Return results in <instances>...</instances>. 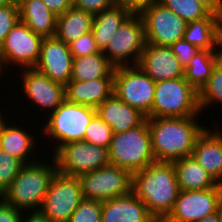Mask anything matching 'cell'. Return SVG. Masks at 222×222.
<instances>
[{
    "label": "cell",
    "instance_id": "cell-43",
    "mask_svg": "<svg viewBox=\"0 0 222 222\" xmlns=\"http://www.w3.org/2000/svg\"><path fill=\"white\" fill-rule=\"evenodd\" d=\"M28 217L23 215L22 222H51L46 216H44L40 211L32 212L31 214L27 212Z\"/></svg>",
    "mask_w": 222,
    "mask_h": 222
},
{
    "label": "cell",
    "instance_id": "cell-22",
    "mask_svg": "<svg viewBox=\"0 0 222 222\" xmlns=\"http://www.w3.org/2000/svg\"><path fill=\"white\" fill-rule=\"evenodd\" d=\"M183 39L200 50H222V17H207L188 22Z\"/></svg>",
    "mask_w": 222,
    "mask_h": 222
},
{
    "label": "cell",
    "instance_id": "cell-15",
    "mask_svg": "<svg viewBox=\"0 0 222 222\" xmlns=\"http://www.w3.org/2000/svg\"><path fill=\"white\" fill-rule=\"evenodd\" d=\"M72 62L73 56L68 44L56 36L44 37L34 69L65 86L71 80Z\"/></svg>",
    "mask_w": 222,
    "mask_h": 222
},
{
    "label": "cell",
    "instance_id": "cell-13",
    "mask_svg": "<svg viewBox=\"0 0 222 222\" xmlns=\"http://www.w3.org/2000/svg\"><path fill=\"white\" fill-rule=\"evenodd\" d=\"M140 15L145 25L146 43L171 46L183 39L187 23L163 4L157 3Z\"/></svg>",
    "mask_w": 222,
    "mask_h": 222
},
{
    "label": "cell",
    "instance_id": "cell-25",
    "mask_svg": "<svg viewBox=\"0 0 222 222\" xmlns=\"http://www.w3.org/2000/svg\"><path fill=\"white\" fill-rule=\"evenodd\" d=\"M180 191H199L216 187L218 183L193 156L172 162Z\"/></svg>",
    "mask_w": 222,
    "mask_h": 222
},
{
    "label": "cell",
    "instance_id": "cell-9",
    "mask_svg": "<svg viewBox=\"0 0 222 222\" xmlns=\"http://www.w3.org/2000/svg\"><path fill=\"white\" fill-rule=\"evenodd\" d=\"M78 178L84 199L105 202L132 192L133 174L110 163Z\"/></svg>",
    "mask_w": 222,
    "mask_h": 222
},
{
    "label": "cell",
    "instance_id": "cell-4",
    "mask_svg": "<svg viewBox=\"0 0 222 222\" xmlns=\"http://www.w3.org/2000/svg\"><path fill=\"white\" fill-rule=\"evenodd\" d=\"M109 163L130 171L132 174L155 162L151 134L146 118L137 127L113 133L108 148Z\"/></svg>",
    "mask_w": 222,
    "mask_h": 222
},
{
    "label": "cell",
    "instance_id": "cell-24",
    "mask_svg": "<svg viewBox=\"0 0 222 222\" xmlns=\"http://www.w3.org/2000/svg\"><path fill=\"white\" fill-rule=\"evenodd\" d=\"M8 123L5 124L0 133V149L19 159L24 164L37 161L36 158L35 160H29L30 155L36 149L33 134L20 127L21 125H10L11 123Z\"/></svg>",
    "mask_w": 222,
    "mask_h": 222
},
{
    "label": "cell",
    "instance_id": "cell-19",
    "mask_svg": "<svg viewBox=\"0 0 222 222\" xmlns=\"http://www.w3.org/2000/svg\"><path fill=\"white\" fill-rule=\"evenodd\" d=\"M209 127L197 137L192 156L218 183L222 184V132Z\"/></svg>",
    "mask_w": 222,
    "mask_h": 222
},
{
    "label": "cell",
    "instance_id": "cell-16",
    "mask_svg": "<svg viewBox=\"0 0 222 222\" xmlns=\"http://www.w3.org/2000/svg\"><path fill=\"white\" fill-rule=\"evenodd\" d=\"M23 94L40 110L55 111L65 101L64 85L52 81L34 68L22 69Z\"/></svg>",
    "mask_w": 222,
    "mask_h": 222
},
{
    "label": "cell",
    "instance_id": "cell-45",
    "mask_svg": "<svg viewBox=\"0 0 222 222\" xmlns=\"http://www.w3.org/2000/svg\"><path fill=\"white\" fill-rule=\"evenodd\" d=\"M1 109H0V133L3 130L6 122H8L7 120H5V118L3 117V114L1 113Z\"/></svg>",
    "mask_w": 222,
    "mask_h": 222
},
{
    "label": "cell",
    "instance_id": "cell-34",
    "mask_svg": "<svg viewBox=\"0 0 222 222\" xmlns=\"http://www.w3.org/2000/svg\"><path fill=\"white\" fill-rule=\"evenodd\" d=\"M102 202L83 199L75 209L69 222H102Z\"/></svg>",
    "mask_w": 222,
    "mask_h": 222
},
{
    "label": "cell",
    "instance_id": "cell-5",
    "mask_svg": "<svg viewBox=\"0 0 222 222\" xmlns=\"http://www.w3.org/2000/svg\"><path fill=\"white\" fill-rule=\"evenodd\" d=\"M198 92L184 77L158 81L152 105V118L199 115Z\"/></svg>",
    "mask_w": 222,
    "mask_h": 222
},
{
    "label": "cell",
    "instance_id": "cell-8",
    "mask_svg": "<svg viewBox=\"0 0 222 222\" xmlns=\"http://www.w3.org/2000/svg\"><path fill=\"white\" fill-rule=\"evenodd\" d=\"M145 25L140 14H131L102 51L116 67L135 66L145 49ZM131 62H130V61Z\"/></svg>",
    "mask_w": 222,
    "mask_h": 222
},
{
    "label": "cell",
    "instance_id": "cell-21",
    "mask_svg": "<svg viewBox=\"0 0 222 222\" xmlns=\"http://www.w3.org/2000/svg\"><path fill=\"white\" fill-rule=\"evenodd\" d=\"M96 110L99 117L111 127L113 133H120L137 127L146 119V116L138 109L129 106L114 93Z\"/></svg>",
    "mask_w": 222,
    "mask_h": 222
},
{
    "label": "cell",
    "instance_id": "cell-37",
    "mask_svg": "<svg viewBox=\"0 0 222 222\" xmlns=\"http://www.w3.org/2000/svg\"><path fill=\"white\" fill-rule=\"evenodd\" d=\"M175 57L178 59L180 64L186 68L190 60L195 56V54L200 50L196 46L190 44L184 39L176 41L170 46Z\"/></svg>",
    "mask_w": 222,
    "mask_h": 222
},
{
    "label": "cell",
    "instance_id": "cell-26",
    "mask_svg": "<svg viewBox=\"0 0 222 222\" xmlns=\"http://www.w3.org/2000/svg\"><path fill=\"white\" fill-rule=\"evenodd\" d=\"M93 19V14L72 6L57 17L55 36L69 45L92 31Z\"/></svg>",
    "mask_w": 222,
    "mask_h": 222
},
{
    "label": "cell",
    "instance_id": "cell-18",
    "mask_svg": "<svg viewBox=\"0 0 222 222\" xmlns=\"http://www.w3.org/2000/svg\"><path fill=\"white\" fill-rule=\"evenodd\" d=\"M156 218L133 193L102 202V222H155Z\"/></svg>",
    "mask_w": 222,
    "mask_h": 222
},
{
    "label": "cell",
    "instance_id": "cell-35",
    "mask_svg": "<svg viewBox=\"0 0 222 222\" xmlns=\"http://www.w3.org/2000/svg\"><path fill=\"white\" fill-rule=\"evenodd\" d=\"M19 21L18 2L0 6V45L5 41L7 34Z\"/></svg>",
    "mask_w": 222,
    "mask_h": 222
},
{
    "label": "cell",
    "instance_id": "cell-14",
    "mask_svg": "<svg viewBox=\"0 0 222 222\" xmlns=\"http://www.w3.org/2000/svg\"><path fill=\"white\" fill-rule=\"evenodd\" d=\"M220 184L199 191H180L174 207L166 217L171 222H198L219 210Z\"/></svg>",
    "mask_w": 222,
    "mask_h": 222
},
{
    "label": "cell",
    "instance_id": "cell-31",
    "mask_svg": "<svg viewBox=\"0 0 222 222\" xmlns=\"http://www.w3.org/2000/svg\"><path fill=\"white\" fill-rule=\"evenodd\" d=\"M186 23L207 17L211 12L197 0H161Z\"/></svg>",
    "mask_w": 222,
    "mask_h": 222
},
{
    "label": "cell",
    "instance_id": "cell-47",
    "mask_svg": "<svg viewBox=\"0 0 222 222\" xmlns=\"http://www.w3.org/2000/svg\"><path fill=\"white\" fill-rule=\"evenodd\" d=\"M219 209L222 213V184H220V202H219Z\"/></svg>",
    "mask_w": 222,
    "mask_h": 222
},
{
    "label": "cell",
    "instance_id": "cell-30",
    "mask_svg": "<svg viewBox=\"0 0 222 222\" xmlns=\"http://www.w3.org/2000/svg\"><path fill=\"white\" fill-rule=\"evenodd\" d=\"M222 103V59L214 67L206 85L198 93L200 112L212 104ZM210 105V106H209Z\"/></svg>",
    "mask_w": 222,
    "mask_h": 222
},
{
    "label": "cell",
    "instance_id": "cell-23",
    "mask_svg": "<svg viewBox=\"0 0 222 222\" xmlns=\"http://www.w3.org/2000/svg\"><path fill=\"white\" fill-rule=\"evenodd\" d=\"M19 21L35 34L52 37L56 34L57 16L42 0H17Z\"/></svg>",
    "mask_w": 222,
    "mask_h": 222
},
{
    "label": "cell",
    "instance_id": "cell-6",
    "mask_svg": "<svg viewBox=\"0 0 222 222\" xmlns=\"http://www.w3.org/2000/svg\"><path fill=\"white\" fill-rule=\"evenodd\" d=\"M49 114L43 132L46 137L56 140L54 143L56 148L53 147L55 151L62 144L84 140L86 128L97 114V110L65 100Z\"/></svg>",
    "mask_w": 222,
    "mask_h": 222
},
{
    "label": "cell",
    "instance_id": "cell-3",
    "mask_svg": "<svg viewBox=\"0 0 222 222\" xmlns=\"http://www.w3.org/2000/svg\"><path fill=\"white\" fill-rule=\"evenodd\" d=\"M52 161V165L39 160L25 164L0 198L24 213L25 210L40 211L50 181L57 172L53 156Z\"/></svg>",
    "mask_w": 222,
    "mask_h": 222
},
{
    "label": "cell",
    "instance_id": "cell-38",
    "mask_svg": "<svg viewBox=\"0 0 222 222\" xmlns=\"http://www.w3.org/2000/svg\"><path fill=\"white\" fill-rule=\"evenodd\" d=\"M114 4L115 0H73V6L75 8L84 10L93 15L111 8Z\"/></svg>",
    "mask_w": 222,
    "mask_h": 222
},
{
    "label": "cell",
    "instance_id": "cell-28",
    "mask_svg": "<svg viewBox=\"0 0 222 222\" xmlns=\"http://www.w3.org/2000/svg\"><path fill=\"white\" fill-rule=\"evenodd\" d=\"M221 59L222 50H199L184 69L185 80L199 93Z\"/></svg>",
    "mask_w": 222,
    "mask_h": 222
},
{
    "label": "cell",
    "instance_id": "cell-2",
    "mask_svg": "<svg viewBox=\"0 0 222 222\" xmlns=\"http://www.w3.org/2000/svg\"><path fill=\"white\" fill-rule=\"evenodd\" d=\"M132 192L156 219L166 218L180 193L173 163L155 161L133 173Z\"/></svg>",
    "mask_w": 222,
    "mask_h": 222
},
{
    "label": "cell",
    "instance_id": "cell-12",
    "mask_svg": "<svg viewBox=\"0 0 222 222\" xmlns=\"http://www.w3.org/2000/svg\"><path fill=\"white\" fill-rule=\"evenodd\" d=\"M43 39V36L33 33L26 24L18 21L0 45L1 73L10 64L18 65L21 70L34 68L40 56Z\"/></svg>",
    "mask_w": 222,
    "mask_h": 222
},
{
    "label": "cell",
    "instance_id": "cell-41",
    "mask_svg": "<svg viewBox=\"0 0 222 222\" xmlns=\"http://www.w3.org/2000/svg\"><path fill=\"white\" fill-rule=\"evenodd\" d=\"M57 17L73 6V0H42Z\"/></svg>",
    "mask_w": 222,
    "mask_h": 222
},
{
    "label": "cell",
    "instance_id": "cell-48",
    "mask_svg": "<svg viewBox=\"0 0 222 222\" xmlns=\"http://www.w3.org/2000/svg\"><path fill=\"white\" fill-rule=\"evenodd\" d=\"M155 222H171L170 220H168L167 218H157L155 220Z\"/></svg>",
    "mask_w": 222,
    "mask_h": 222
},
{
    "label": "cell",
    "instance_id": "cell-46",
    "mask_svg": "<svg viewBox=\"0 0 222 222\" xmlns=\"http://www.w3.org/2000/svg\"><path fill=\"white\" fill-rule=\"evenodd\" d=\"M17 0H0V6H5L8 4L15 3Z\"/></svg>",
    "mask_w": 222,
    "mask_h": 222
},
{
    "label": "cell",
    "instance_id": "cell-40",
    "mask_svg": "<svg viewBox=\"0 0 222 222\" xmlns=\"http://www.w3.org/2000/svg\"><path fill=\"white\" fill-rule=\"evenodd\" d=\"M0 199V222H22L24 212Z\"/></svg>",
    "mask_w": 222,
    "mask_h": 222
},
{
    "label": "cell",
    "instance_id": "cell-29",
    "mask_svg": "<svg viewBox=\"0 0 222 222\" xmlns=\"http://www.w3.org/2000/svg\"><path fill=\"white\" fill-rule=\"evenodd\" d=\"M115 67L103 52L73 58L71 80L89 81L102 77H114Z\"/></svg>",
    "mask_w": 222,
    "mask_h": 222
},
{
    "label": "cell",
    "instance_id": "cell-42",
    "mask_svg": "<svg viewBox=\"0 0 222 222\" xmlns=\"http://www.w3.org/2000/svg\"><path fill=\"white\" fill-rule=\"evenodd\" d=\"M205 6L211 13L222 17V0H197Z\"/></svg>",
    "mask_w": 222,
    "mask_h": 222
},
{
    "label": "cell",
    "instance_id": "cell-33",
    "mask_svg": "<svg viewBox=\"0 0 222 222\" xmlns=\"http://www.w3.org/2000/svg\"><path fill=\"white\" fill-rule=\"evenodd\" d=\"M25 164L0 149V196L17 177Z\"/></svg>",
    "mask_w": 222,
    "mask_h": 222
},
{
    "label": "cell",
    "instance_id": "cell-1",
    "mask_svg": "<svg viewBox=\"0 0 222 222\" xmlns=\"http://www.w3.org/2000/svg\"><path fill=\"white\" fill-rule=\"evenodd\" d=\"M196 117L148 118L152 151L158 162H174L192 156L197 137L205 126Z\"/></svg>",
    "mask_w": 222,
    "mask_h": 222
},
{
    "label": "cell",
    "instance_id": "cell-27",
    "mask_svg": "<svg viewBox=\"0 0 222 222\" xmlns=\"http://www.w3.org/2000/svg\"><path fill=\"white\" fill-rule=\"evenodd\" d=\"M130 15L127 9L118 4L94 15L92 32L100 51L107 47L114 33Z\"/></svg>",
    "mask_w": 222,
    "mask_h": 222
},
{
    "label": "cell",
    "instance_id": "cell-17",
    "mask_svg": "<svg viewBox=\"0 0 222 222\" xmlns=\"http://www.w3.org/2000/svg\"><path fill=\"white\" fill-rule=\"evenodd\" d=\"M137 65L155 82L184 77L185 68L170 46L146 43Z\"/></svg>",
    "mask_w": 222,
    "mask_h": 222
},
{
    "label": "cell",
    "instance_id": "cell-44",
    "mask_svg": "<svg viewBox=\"0 0 222 222\" xmlns=\"http://www.w3.org/2000/svg\"><path fill=\"white\" fill-rule=\"evenodd\" d=\"M198 222H222V213L219 209L217 212L205 216L203 219L199 220Z\"/></svg>",
    "mask_w": 222,
    "mask_h": 222
},
{
    "label": "cell",
    "instance_id": "cell-11",
    "mask_svg": "<svg viewBox=\"0 0 222 222\" xmlns=\"http://www.w3.org/2000/svg\"><path fill=\"white\" fill-rule=\"evenodd\" d=\"M52 156L58 172L75 177L109 164L108 148L83 140L60 145Z\"/></svg>",
    "mask_w": 222,
    "mask_h": 222
},
{
    "label": "cell",
    "instance_id": "cell-32",
    "mask_svg": "<svg viewBox=\"0 0 222 222\" xmlns=\"http://www.w3.org/2000/svg\"><path fill=\"white\" fill-rule=\"evenodd\" d=\"M112 137L113 130L111 127L96 114L86 128L83 141L96 146L109 148Z\"/></svg>",
    "mask_w": 222,
    "mask_h": 222
},
{
    "label": "cell",
    "instance_id": "cell-10",
    "mask_svg": "<svg viewBox=\"0 0 222 222\" xmlns=\"http://www.w3.org/2000/svg\"><path fill=\"white\" fill-rule=\"evenodd\" d=\"M83 199L79 178L57 171L50 181L40 212L51 222H69Z\"/></svg>",
    "mask_w": 222,
    "mask_h": 222
},
{
    "label": "cell",
    "instance_id": "cell-36",
    "mask_svg": "<svg viewBox=\"0 0 222 222\" xmlns=\"http://www.w3.org/2000/svg\"><path fill=\"white\" fill-rule=\"evenodd\" d=\"M69 48L73 58L84 57L101 52L97 47L92 31L71 42Z\"/></svg>",
    "mask_w": 222,
    "mask_h": 222
},
{
    "label": "cell",
    "instance_id": "cell-7",
    "mask_svg": "<svg viewBox=\"0 0 222 222\" xmlns=\"http://www.w3.org/2000/svg\"><path fill=\"white\" fill-rule=\"evenodd\" d=\"M156 82L138 65L114 69L113 93L138 109L146 118H152V105Z\"/></svg>",
    "mask_w": 222,
    "mask_h": 222
},
{
    "label": "cell",
    "instance_id": "cell-20",
    "mask_svg": "<svg viewBox=\"0 0 222 222\" xmlns=\"http://www.w3.org/2000/svg\"><path fill=\"white\" fill-rule=\"evenodd\" d=\"M114 77L89 81L70 80L65 86V100L97 108L113 94Z\"/></svg>",
    "mask_w": 222,
    "mask_h": 222
},
{
    "label": "cell",
    "instance_id": "cell-39",
    "mask_svg": "<svg viewBox=\"0 0 222 222\" xmlns=\"http://www.w3.org/2000/svg\"><path fill=\"white\" fill-rule=\"evenodd\" d=\"M160 2L161 0H115V4L123 6L131 14H141L145 9Z\"/></svg>",
    "mask_w": 222,
    "mask_h": 222
}]
</instances>
